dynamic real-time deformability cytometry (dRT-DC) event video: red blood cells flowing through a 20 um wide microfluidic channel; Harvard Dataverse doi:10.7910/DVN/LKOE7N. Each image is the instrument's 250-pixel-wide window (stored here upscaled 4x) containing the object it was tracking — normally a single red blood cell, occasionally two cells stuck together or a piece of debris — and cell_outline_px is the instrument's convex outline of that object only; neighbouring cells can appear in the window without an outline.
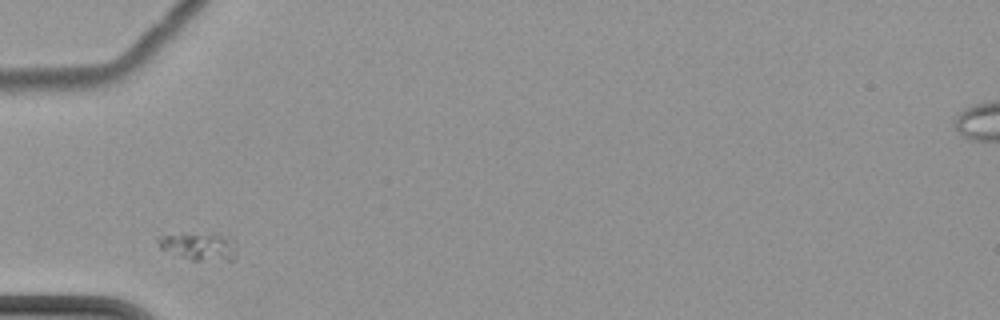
{"species": "common noctule bat (a hibernating species)", "species_latin": "Nyctalus noctula", "temperature_condition": "cold", "stored_images_in_passage": 5, "camera_frame_rate_fps": 3000, "um_per_image_px": 0.085, "animal": {"sex": "female", "body_mass_g": 22.7, "forearm_length_mm": 54.2}, "frame": {"image": 1, "passage_image": 1, "time_ms": 0.0, "image_size_px": [1000, 320], "cell_outline_px": [[236, 256], [232, 260], [192, 260], [160, 248], [152, 236], [228, 236], [236, 244]], "centroid_in_image_um": [16.93, 20.99], "position_along_channel_um": 68.1, "area_um2": 11.85}}
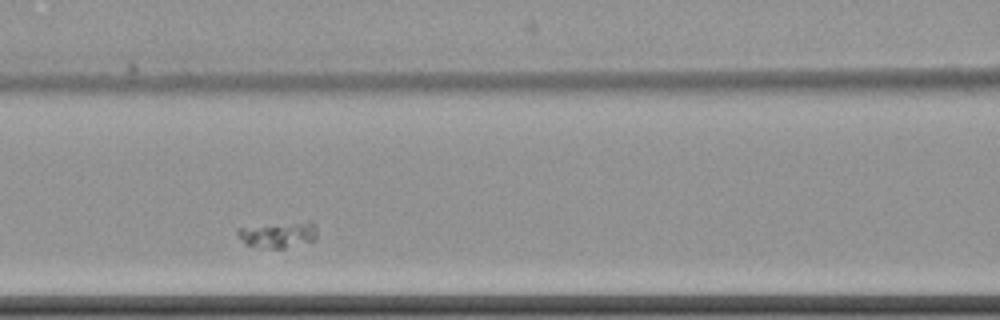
{"frame": {"image": 2, "passage_image": 3, "time_ms": 2.333, "image_size_px": [1000, 320], "cell_outline_px": [[316, 240], [284, 248], [268, 248], [244, 244], [236, 236], [236, 228], [308, 220], [312, 220], [316, 224]], "centroid_in_image_um": [23.66, 19.92], "position_along_channel_um": 142.9, "area_um2": 12.31}}
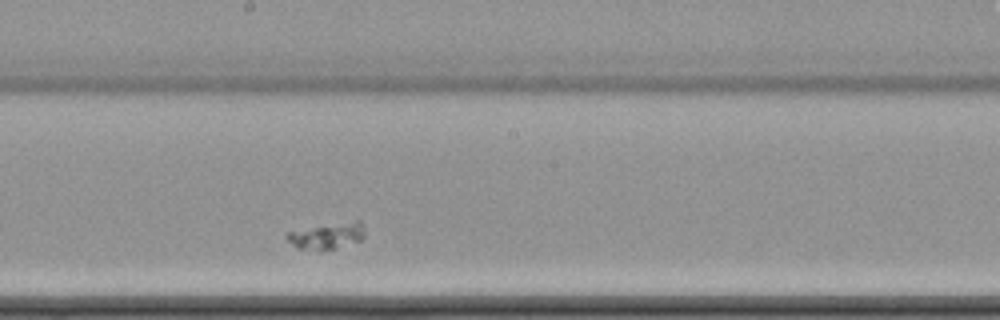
{"frame": {"image": 3, "passage_image": 5, "time_ms": 4.667, "image_size_px": [1000, 320], "cell_outline_px": [[364, 236], [360, 240], [336, 248], [296, 248], [284, 236], [288, 232], [356, 220], [360, 220], [364, 232]], "centroid_in_image_um": [27.82, 20.03], "position_along_channel_um": 220.4, "area_um2": 11.16}}